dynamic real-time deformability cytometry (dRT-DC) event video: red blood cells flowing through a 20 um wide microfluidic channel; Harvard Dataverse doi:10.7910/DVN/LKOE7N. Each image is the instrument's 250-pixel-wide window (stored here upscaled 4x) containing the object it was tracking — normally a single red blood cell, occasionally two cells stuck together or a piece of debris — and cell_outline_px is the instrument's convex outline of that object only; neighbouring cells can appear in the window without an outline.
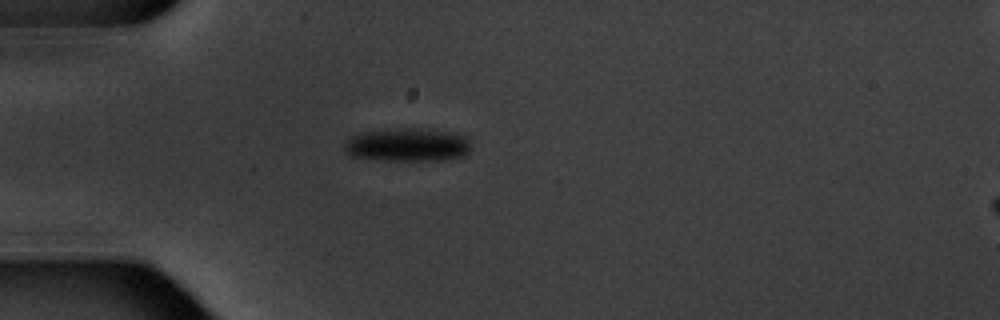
{"species": "common noctule bat (a hibernating species)", "species_latin": "Nyctalus noctula", "temperature_condition": "warm", "stored_images_in_passage": 5, "segment_of_instrument_passage": [1, 2], "camera_frame_rate_fps": 3000, "um_per_image_px": 0.085, "animal": {"sex": "male", "body_mass_g": 20.1, "forearm_length_mm": 53.5}, "frame": {"image": 1, "passage_image": 4, "time_ms": 3.667, "image_size_px": [1000, 320], "cell_outline_px": [[472, 148], [468, 156], [448, 160], [388, 160], [352, 156], [344, 148], [344, 144], [352, 136], [364, 132], [408, 128], [420, 128], [456, 132], [468, 136], [472, 144]], "centroid_in_image_um": [34.81, 12.31], "position_along_channel_um": 50.2, "area_um2": 24.85}}